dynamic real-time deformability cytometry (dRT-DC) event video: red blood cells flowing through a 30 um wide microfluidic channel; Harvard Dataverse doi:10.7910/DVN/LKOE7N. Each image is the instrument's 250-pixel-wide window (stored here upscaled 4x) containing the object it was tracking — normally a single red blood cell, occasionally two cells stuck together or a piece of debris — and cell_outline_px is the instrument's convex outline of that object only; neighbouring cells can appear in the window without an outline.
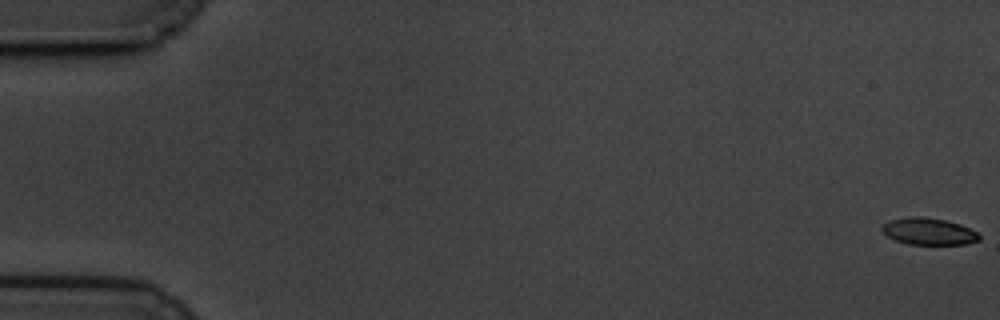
{"species": "common noctule bat (a hibernating species)", "species_latin": "Nyctalus noctula", "temperature_condition": "cold", "stored_images_in_passage": 60, "camera_frame_rate_fps": 3000, "um_per_image_px": 0.085, "animal": {"sex": "male", "body_mass_g": 19.5, "forearm_length_mm": 54.6}, "frame": {"image": 1, "passage_image": 1, "time_ms": 0.0, "image_size_px": [1000, 320], "cell_outline_px": [[980, 240], [964, 244], [908, 244], [896, 240], [888, 236], [880, 228], [888, 220], [908, 216], [924, 216], [944, 220], [960, 224], [976, 232], [980, 236]], "centroid_in_image_um": [78.91, 19.65], "position_along_channel_um": 6.1, "area_um2": 15.14}}
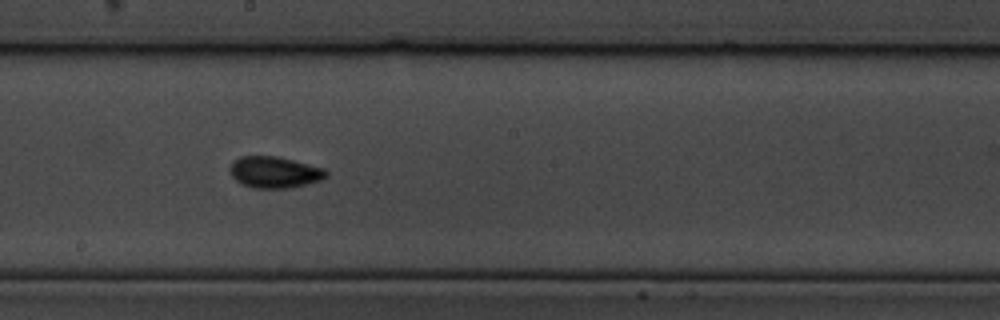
{"frame": {"image": 2, "passage_image": 34, "time_ms": 11.0, "image_size_px": [1000, 320], "cell_outline_px": [[328, 176], [320, 180], [292, 188], [256, 188], [244, 184], [236, 180], [232, 176], [232, 164], [240, 156], [276, 156], [324, 168], [328, 172]], "centroid_in_image_um": [23.39, 14.64], "position_along_channel_um": 224.8, "area_um2": 17.28}}
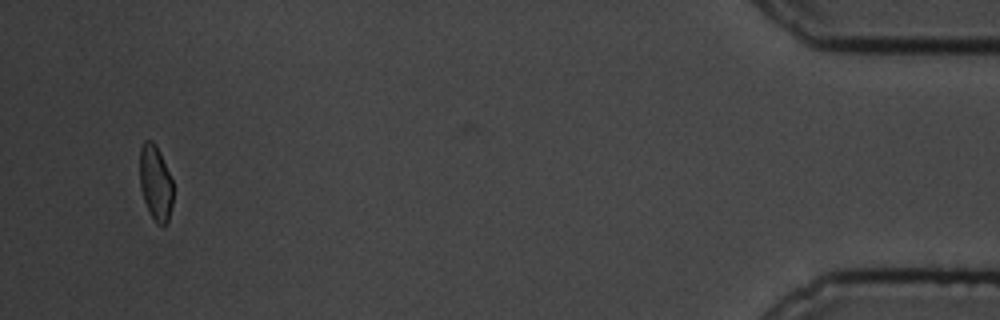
{"frame": {"image": 3, "passage_image": 58, "time_ms": 19.0, "image_size_px": [1000, 320], "cell_outline_px": [[172, 204], [168, 220], [164, 228], [156, 224], [144, 200], [140, 188], [140, 148], [144, 140], [152, 140], [156, 144], [160, 152], [172, 180]], "centroid_in_image_um": [13.22, 15.54], "position_along_channel_um": 422.0, "area_um2": 14.62}, "authors_computed_cell_mechanics": {"area_um2": 15.9528, "velocity_mm_per_s": 3.4074, "shape_relaxation_time_tau1_ms": 2.6277, "shape_relaxation_time_tau2_ms": 3.2045, "deformation_change_tau1": 0.1079, "deformation_change_tau2": 0.0791}}